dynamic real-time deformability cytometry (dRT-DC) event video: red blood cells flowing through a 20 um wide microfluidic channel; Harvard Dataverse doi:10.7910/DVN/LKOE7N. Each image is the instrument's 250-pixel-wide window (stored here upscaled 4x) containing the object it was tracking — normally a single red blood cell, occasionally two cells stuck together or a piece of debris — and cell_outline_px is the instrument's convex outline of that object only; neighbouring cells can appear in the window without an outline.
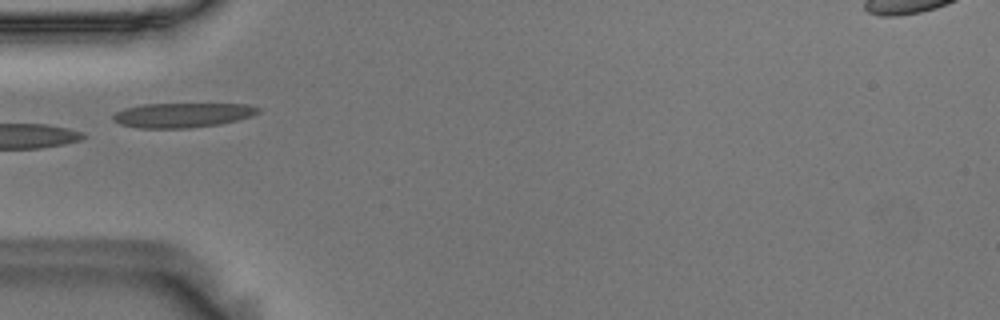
{"species": "Egyptian fruit bat (a non-hibernating species)", "species_latin": "Rousettus aegyptiacus", "temperature_condition": "room temperature", "stored_images_in_passage": 38, "camera_frame_rate_fps": 3000, "um_per_image_px": 0.085, "animal": {"sex": "male"}, "frame": {"image": 1, "passage_image": 1, "time_ms": 0.0, "image_size_px": [1000, 320], "cell_outline_px": [[260, 112], [252, 116], [220, 124], [188, 128], [140, 128], [120, 124], [112, 120], [112, 116], [116, 112], [124, 108], [144, 104], [248, 104], [260, 108]], "centroid_in_image_um": [15.5, 9.78], "position_along_channel_um": 69.5, "area_um2": 20.81}, "authors_computed_cell_mechanics": {"area_um2": 19.6231, "velocity_mm_per_s": 3.6316, "shape_relaxation_time_tau1_ms": null, "shape_relaxation_time_tau2_ms": 2.858, "deformation_change_tau1": null, "deformation_change_tau2": 0.1133}}